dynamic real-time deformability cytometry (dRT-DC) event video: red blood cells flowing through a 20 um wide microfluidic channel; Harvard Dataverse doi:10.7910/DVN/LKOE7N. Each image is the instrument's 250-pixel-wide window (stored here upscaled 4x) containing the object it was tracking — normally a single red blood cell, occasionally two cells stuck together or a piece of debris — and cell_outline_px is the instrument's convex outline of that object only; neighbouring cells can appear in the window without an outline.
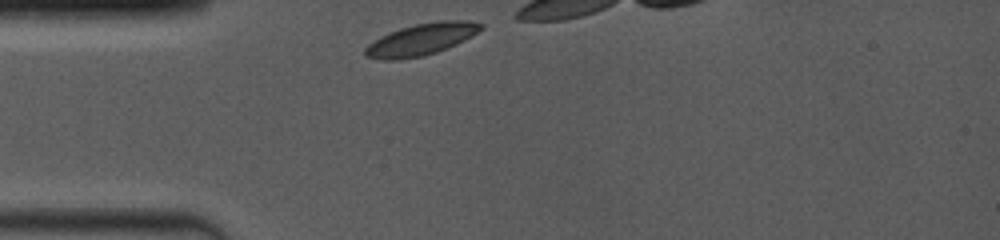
{"species": "common noctule bat (a hibernating species)", "species_latin": "Nyctalus noctula", "temperature_condition": "room temperature", "stored_images_in_passage": 9, "camera_frame_rate_fps": 4000, "um_per_image_px": 0.085, "animal": {"sex": "female", "body_mass_g": 19.0, "forearm_length_mm": 53.3}, "frame": {"image": 1, "passage_image": 1, "time_ms": 0.0, "image_size_px": [1000, 240], "cell_outline_px": [[484, 28], [472, 36], [456, 44], [436, 52], [420, 56], [396, 60], [384, 60], [364, 56], [364, 48], [368, 44], [380, 36], [400, 28], [416, 24], [440, 20], [468, 20], [484, 24]], "centroid_in_image_um": [35.81, 3.34], "position_along_channel_um": 49.2, "area_um2": 21.39}}
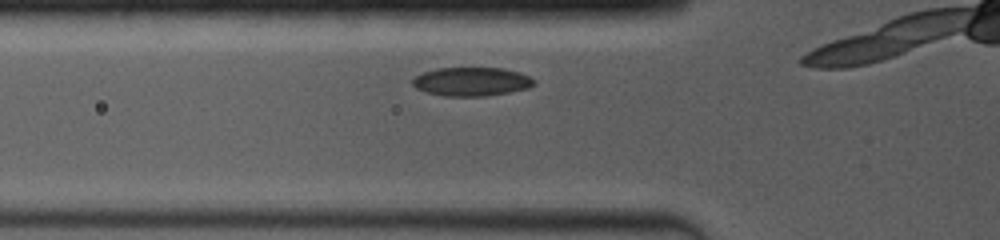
{"frame": {"image": 2, "passage_image": 5, "time_ms": 1.25, "image_size_px": [1000, 240], "cell_outline_px": [[536, 84], [528, 88], [488, 96], [444, 96], [424, 92], [416, 88], [412, 84], [412, 80], [416, 76], [424, 72], [436, 68], [504, 68], [520, 72], [536, 80]], "centroid_in_image_um": [40.09, 6.94], "position_along_channel_um": 85.7, "area_um2": 20.46}}